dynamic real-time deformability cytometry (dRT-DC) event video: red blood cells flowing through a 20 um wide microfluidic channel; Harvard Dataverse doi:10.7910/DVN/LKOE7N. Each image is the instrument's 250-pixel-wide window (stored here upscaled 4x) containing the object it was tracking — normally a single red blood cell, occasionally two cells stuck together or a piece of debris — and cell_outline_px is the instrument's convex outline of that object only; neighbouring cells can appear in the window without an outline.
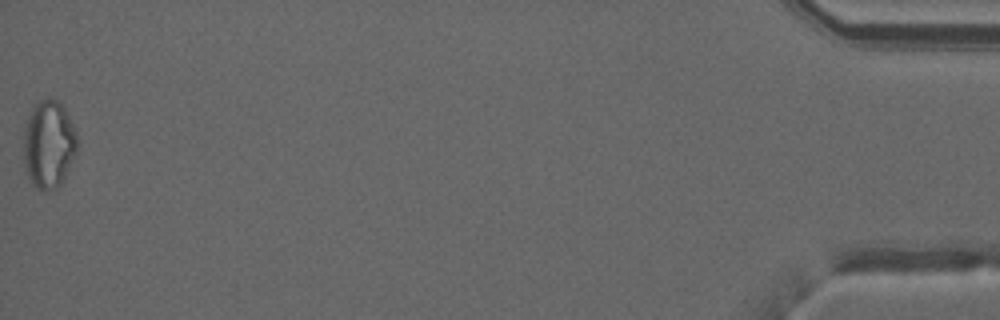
{"species": "common noctule bat (a hibernating species)", "species_latin": "Nyctalus noctula", "temperature_condition": "warm", "stored_images_in_passage": 50, "camera_frame_rate_fps": 3000, "um_per_image_px": 0.085, "animal": {"sex": "male", "forearm_length_mm": 52.5}, "frame": {"image": 1, "passage_image": 50, "time_ms": 16.333, "image_size_px": [1000, 320], "cell_outline_px": [[76, 152], [64, 180], [56, 188], [48, 192], [44, 192], [36, 188], [32, 184], [28, 176], [24, 164], [24, 128], [32, 104], [48, 96], [60, 100], [76, 132]], "centroid_in_image_um": [4.12, 12.25], "position_along_channel_um": 431.1, "area_um2": 27.86}, "authors_computed_cell_mechanics": {"area_um2": 24.3338, "velocity_mm_per_s": 4.0798, "shape_relaxation_time_tau1_ms": null, "shape_relaxation_time_tau2_ms": 2.2933, "deformation_change_tau1": null, "deformation_change_tau2": 0.0997}}